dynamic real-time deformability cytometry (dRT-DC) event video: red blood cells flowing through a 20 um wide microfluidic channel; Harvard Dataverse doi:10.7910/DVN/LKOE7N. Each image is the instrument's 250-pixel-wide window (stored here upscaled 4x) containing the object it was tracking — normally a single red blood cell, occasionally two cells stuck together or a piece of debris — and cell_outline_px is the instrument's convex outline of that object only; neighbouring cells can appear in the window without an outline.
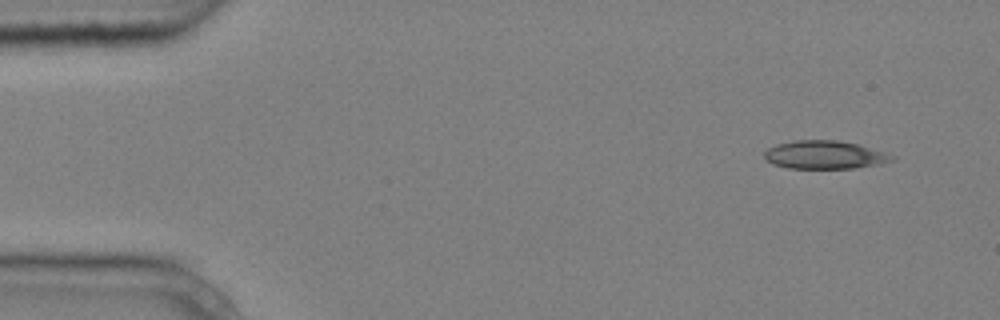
{"species": "common noctule bat (a hibernating species)", "species_latin": "Nyctalus noctula", "temperature_condition": "cold", "stored_images_in_passage": 5, "camera_frame_rate_fps": 3000, "um_per_image_px": 0.085, "animal": {"sex": "male", "body_mass_g": 20.4}, "frame": {"image": 1, "passage_image": 1, "time_ms": 0.0, "image_size_px": [1000, 320], "cell_outline_px": [[896, 160], [880, 164], [856, 168], [788, 168], [772, 164], [764, 156], [764, 152], [768, 148], [776, 144], [792, 140], [836, 140], [856, 144], [884, 152], [896, 156]], "centroid_in_image_um": [70.1, 13.16], "position_along_channel_um": 14.9, "area_um2": 20.98}}